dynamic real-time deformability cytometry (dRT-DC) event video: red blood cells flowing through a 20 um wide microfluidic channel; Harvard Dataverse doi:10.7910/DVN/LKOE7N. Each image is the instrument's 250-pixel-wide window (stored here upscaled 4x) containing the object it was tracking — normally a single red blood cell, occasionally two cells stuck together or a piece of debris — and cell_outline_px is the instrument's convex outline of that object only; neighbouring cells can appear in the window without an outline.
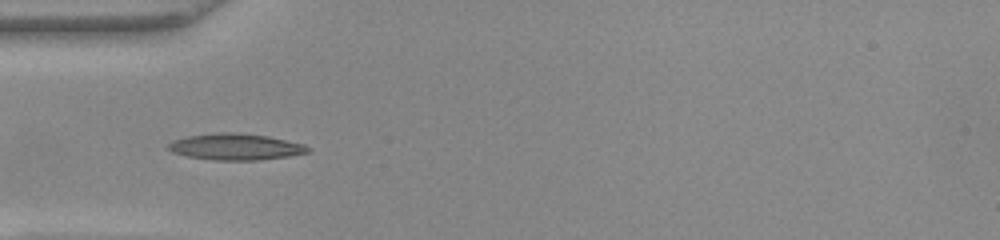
{"species": "common noctule bat (a hibernating species)", "species_latin": "Nyctalus noctula", "temperature_condition": "warm", "stored_images_in_passage": 35, "camera_frame_rate_fps": 3000, "um_per_image_px": 0.085, "animal": {"sex": "female", "body_mass_g": 22.0, "forearm_length_mm": 56.7}, "frame": {"image": 1, "passage_image": 1, "time_ms": 0.0, "image_size_px": [1000, 240], "cell_outline_px": [[312, 148], [308, 152], [288, 156], [256, 160], [212, 160], [188, 156], [172, 152], [168, 148], [168, 144], [172, 140], [188, 136], [216, 132], [236, 132], [268, 136], [304, 144]], "centroid_in_image_um": [20.02, 12.47], "position_along_channel_um": 65.0, "area_um2": 21.44}}
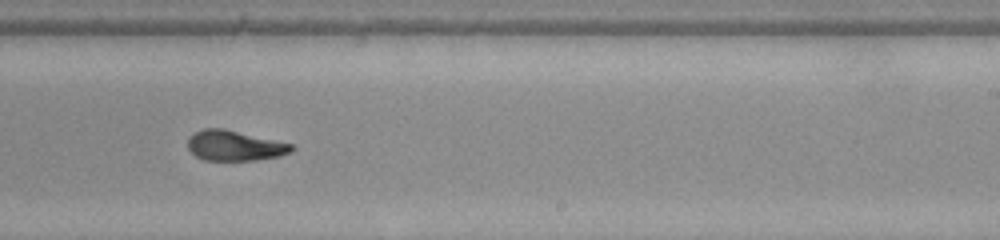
{"frame": {"image": 2, "passage_image": 16, "time_ms": 5.0, "image_size_px": [1000, 240], "cell_outline_px": [[296, 148], [292, 152], [280, 156], [256, 160], [204, 160], [196, 156], [188, 148], [188, 140], [196, 132], [204, 128], [224, 128], [292, 144]], "centroid_in_image_um": [19.98, 12.38], "position_along_channel_um": 269.0, "area_um2": 18.21}}
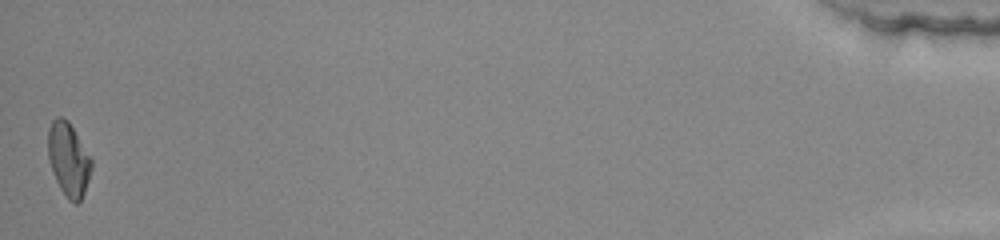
{"frame": {"image": 3, "passage_image": 35, "time_ms": 11.333, "image_size_px": [1000, 240], "cell_outline_px": [[92, 168], [84, 192], [80, 200], [76, 204], [68, 200], [60, 188], [52, 172], [48, 160], [48, 128], [52, 120], [56, 116], [60, 116], [68, 120], [92, 160]], "centroid_in_image_um": [5.8, 13.53], "position_along_channel_um": 429.4, "area_um2": 18.55}, "authors_computed_cell_mechanics": {"area_um2": 18.785, "velocity_mm_per_s": 4.0917, "shape_relaxation_time_tau1_ms": null, "shape_relaxation_time_tau2_ms": 1.9282, "deformation_change_tau1": null, "deformation_change_tau2": 0.0822}}